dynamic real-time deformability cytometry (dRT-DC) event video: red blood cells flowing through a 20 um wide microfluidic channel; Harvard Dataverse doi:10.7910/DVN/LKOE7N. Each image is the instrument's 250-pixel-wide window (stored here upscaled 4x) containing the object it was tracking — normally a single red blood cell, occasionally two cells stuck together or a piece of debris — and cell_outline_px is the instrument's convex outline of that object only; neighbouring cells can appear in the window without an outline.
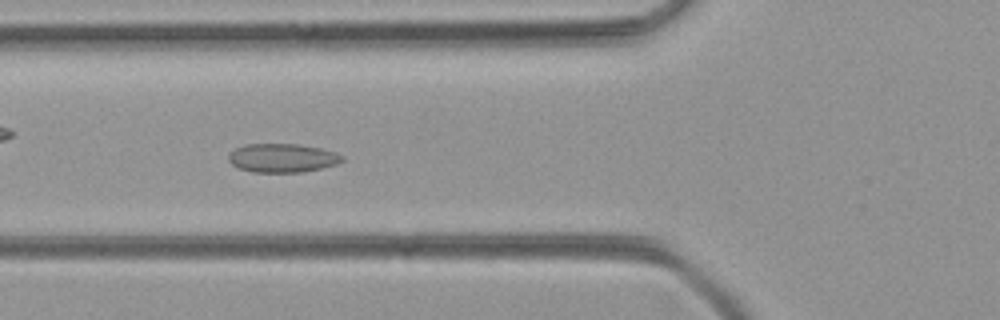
{"species": "common noctule bat (a hibernating species)", "species_latin": "Nyctalus noctula", "temperature_condition": "room temperature", "stored_images_in_passage": 51, "camera_frame_rate_fps": 3000, "um_per_image_px": 0.085, "animal": {"sex": "female", "body_mass_g": 21.9}, "frame": {"image": 1, "passage_image": 18, "time_ms": 5.667, "image_size_px": [1000, 320], "cell_outline_px": [[344, 160], [336, 164], [320, 168], [300, 172], [252, 172], [240, 168], [232, 164], [228, 160], [228, 156], [236, 148], [244, 144], [300, 144], [320, 148], [336, 152], [344, 156]], "centroid_in_image_um": [24.01, 13.42], "position_along_channel_um": 101.8, "area_um2": 18.96}}
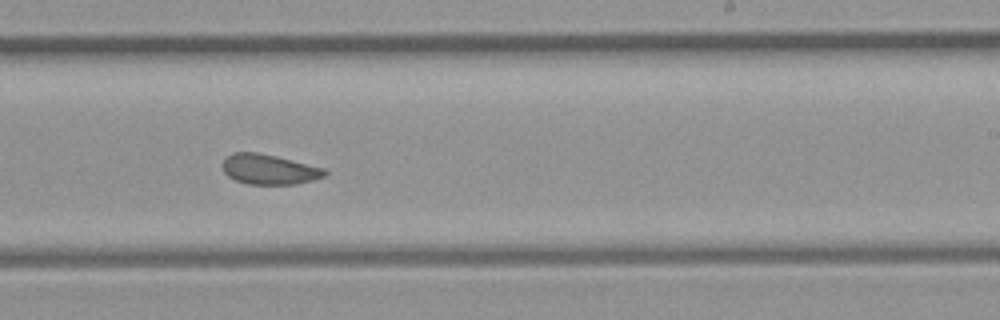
{"frame": {"image": 2, "passage_image": 30, "time_ms": 9.667, "image_size_px": [1000, 320], "cell_outline_px": [[328, 172], [324, 176], [312, 180], [296, 184], [248, 184], [236, 180], [228, 176], [224, 172], [220, 164], [232, 152], [256, 152], [276, 156], [324, 168]], "centroid_in_image_um": [22.84, 14.39], "position_along_channel_um": 266.2, "area_um2": 17.86}}
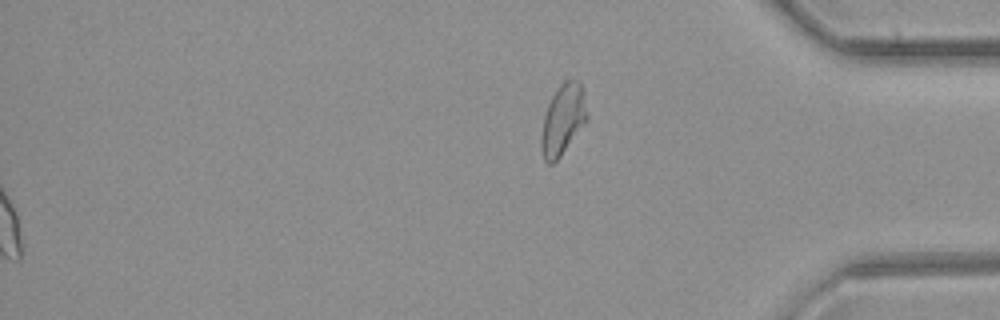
{"frame": {"image": 3, "passage_image": 51, "time_ms": 16.667, "image_size_px": [1000, 320], "cell_outline_px": [[588, 120], [560, 156], [552, 164], [548, 164], [544, 160], [540, 148], [540, 136], [544, 116], [548, 104], [552, 96], [560, 84], [564, 80], [580, 80], [584, 88], [588, 112]], "centroid_in_image_um": [47.86, 10.14], "position_along_channel_um": 387.3, "area_um2": 19.19}}